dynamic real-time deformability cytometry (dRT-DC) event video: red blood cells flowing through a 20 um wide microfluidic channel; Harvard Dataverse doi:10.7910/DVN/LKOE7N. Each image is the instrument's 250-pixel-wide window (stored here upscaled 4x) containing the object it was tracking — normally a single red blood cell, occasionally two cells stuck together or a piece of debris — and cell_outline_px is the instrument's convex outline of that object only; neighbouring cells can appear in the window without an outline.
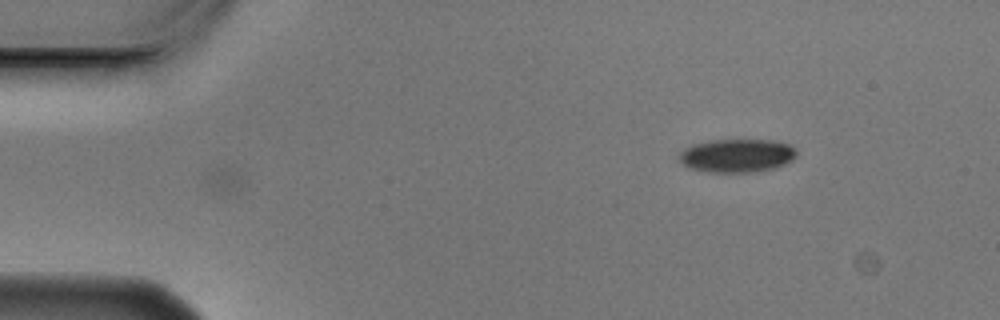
{"species": "Egyptian fruit bat (a non-hibernating species)", "species_latin": "Rousettus aegyptiacus", "temperature_condition": "cold", "stored_images_in_passage": 4, "camera_frame_rate_fps": 3000, "um_per_image_px": 0.085, "animal": {"sex": "male"}, "frame": {"image": 1, "passage_image": 4, "time_ms": 1.0, "image_size_px": [1000, 320], "cell_outline_px": [[796, 156], [792, 160], [784, 164], [772, 168], [752, 172], [708, 172], [688, 168], [680, 164], [676, 156], [684, 148], [692, 144], [712, 140], [772, 140], [788, 144], [796, 148]], "centroid_in_image_um": [62.57, 13.22], "position_along_channel_um": 22.4, "area_um2": 23.06}}